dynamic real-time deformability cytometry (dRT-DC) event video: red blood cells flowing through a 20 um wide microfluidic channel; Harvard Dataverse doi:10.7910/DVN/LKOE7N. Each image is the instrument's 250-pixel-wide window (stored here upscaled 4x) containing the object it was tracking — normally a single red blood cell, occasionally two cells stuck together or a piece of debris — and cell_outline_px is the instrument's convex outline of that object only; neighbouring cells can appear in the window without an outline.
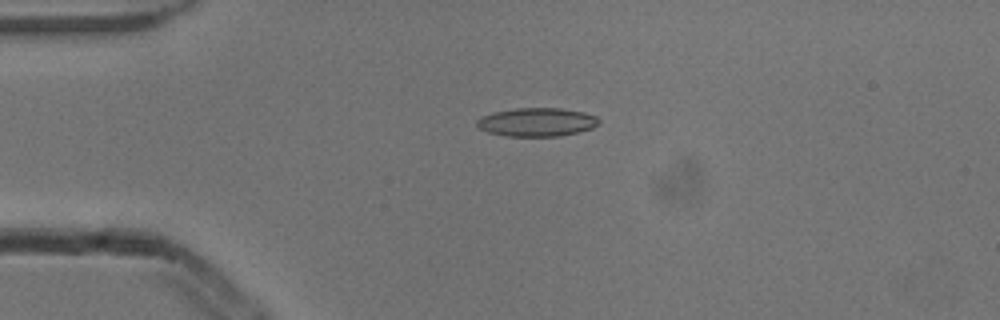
{"species": "common noctule bat (a hibernating species)", "species_latin": "Nyctalus noctula", "temperature_condition": "cold", "stored_images_in_passage": 6, "camera_frame_rate_fps": 3000, "um_per_image_px": 0.085, "animal": {"sex": "male", "body_mass_g": 13.3}, "frame": {"image": 1, "passage_image": 4, "time_ms": 1.0, "image_size_px": [1000, 320], "cell_outline_px": [[600, 124], [592, 128], [560, 136], [504, 136], [488, 132], [480, 128], [476, 124], [476, 120], [480, 116], [492, 112], [516, 108], [560, 108], [584, 112], [596, 116], [600, 120]], "centroid_in_image_um": [45.62, 10.37], "position_along_channel_um": 39.4, "area_um2": 20.4}}
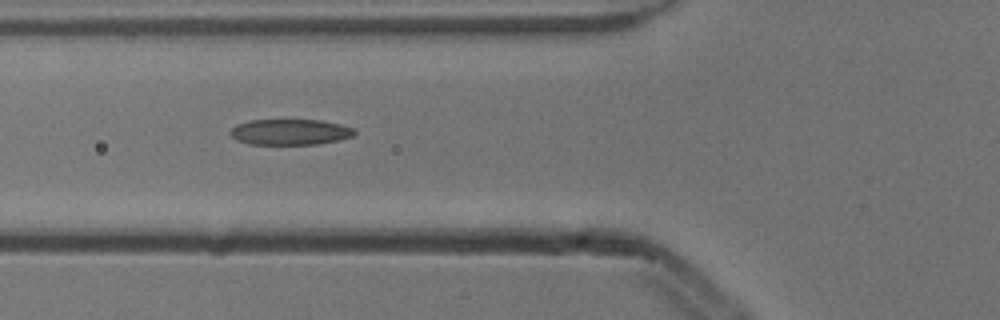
{"frame": {"image": 2, "passage_image": 6, "time_ms": 1.667, "image_size_px": [1000, 320], "cell_outline_px": [[356, 132], [352, 136], [340, 140], [316, 144], [248, 144], [236, 140], [228, 132], [236, 124], [248, 120], [320, 120], [340, 124], [352, 128]], "centroid_in_image_um": [24.62, 11.22], "position_along_channel_um": 101.2, "area_um2": 18.67}}